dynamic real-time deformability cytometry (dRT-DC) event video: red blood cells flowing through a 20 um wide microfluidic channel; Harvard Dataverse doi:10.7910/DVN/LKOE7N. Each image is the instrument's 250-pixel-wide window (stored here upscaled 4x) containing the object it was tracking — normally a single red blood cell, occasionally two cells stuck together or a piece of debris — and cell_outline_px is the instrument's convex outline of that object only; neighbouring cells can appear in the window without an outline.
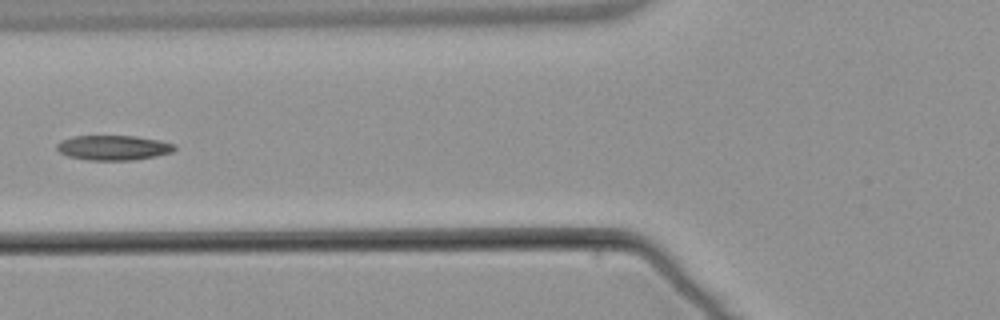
{"species": "common noctule bat (a hibernating species)", "species_latin": "Nyctalus noctula", "temperature_condition": "warm", "stored_images_in_passage": 7, "camera_frame_rate_fps": 3000, "um_per_image_px": 0.085, "animal": {"sex": "male", "body_mass_g": 21.5, "forearm_length_mm": 52.0}, "frame": {"image": 1, "passage_image": 7, "time_ms": 8.333, "image_size_px": [1000, 320], "cell_outline_px": [[176, 148], [172, 152], [156, 156], [132, 160], [88, 160], [68, 156], [60, 152], [56, 148], [56, 144], [60, 140], [72, 136], [136, 136], [160, 140], [176, 144]], "centroid_in_image_um": [9.64, 12.55], "position_along_channel_um": 116.2, "area_um2": 17.17}}